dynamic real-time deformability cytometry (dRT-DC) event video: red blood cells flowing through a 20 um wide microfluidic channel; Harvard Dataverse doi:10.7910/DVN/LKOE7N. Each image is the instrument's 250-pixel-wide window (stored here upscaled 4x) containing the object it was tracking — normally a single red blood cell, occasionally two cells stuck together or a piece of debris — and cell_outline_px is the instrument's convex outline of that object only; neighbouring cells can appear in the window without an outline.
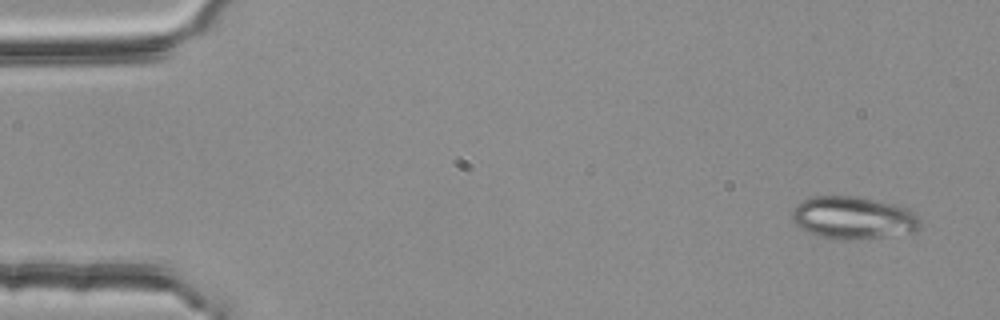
{"species": "common noctule bat (a hibernating species)", "species_latin": "Nyctalus noctula", "temperature_condition": "room temperature", "stored_images_in_passage": 3, "camera_frame_rate_fps": 3000, "um_per_image_px": 0.085, "animal": {"sex": "female", "body_mass_g": 25.1}, "frame": {"image": 1, "passage_image": 1, "time_ms": 0.0, "image_size_px": [1000, 320], "cell_outline_px": [[920, 228], [916, 232], [852, 240], [836, 240], [816, 236], [800, 228], [796, 224], [792, 216], [792, 212], [796, 204], [812, 196], [852, 196], [892, 204], [908, 208], [916, 212], [920, 220]], "centroid_in_image_um": [72.53, 18.53], "position_along_channel_um": 12.5, "area_um2": 31.85}}